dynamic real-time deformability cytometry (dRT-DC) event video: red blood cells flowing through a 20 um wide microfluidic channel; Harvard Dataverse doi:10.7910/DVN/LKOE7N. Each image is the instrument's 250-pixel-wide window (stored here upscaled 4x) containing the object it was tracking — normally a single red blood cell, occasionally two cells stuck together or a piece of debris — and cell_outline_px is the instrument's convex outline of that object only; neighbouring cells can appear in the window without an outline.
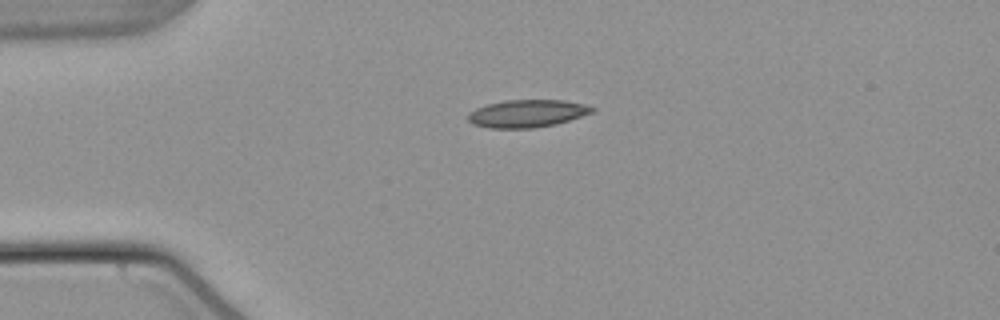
{"species": "common noctule bat (a hibernating species)", "species_latin": "Nyctalus noctula", "temperature_condition": "warm", "stored_images_in_passage": 42, "camera_frame_rate_fps": 3000, "um_per_image_px": 0.085, "animal": {"sex": "male", "body_mass_g": 21.5, "forearm_length_mm": 52.0}, "frame": {"image": 1, "passage_image": 1, "time_ms": 0.0, "image_size_px": [1000, 320], "cell_outline_px": [[596, 108], [592, 112], [556, 124], [532, 128], [492, 128], [472, 124], [468, 120], [468, 112], [476, 108], [488, 104], [504, 100], [564, 100], [584, 104]], "centroid_in_image_um": [44.78, 9.64], "position_along_channel_um": 40.2, "area_um2": 19.83}}
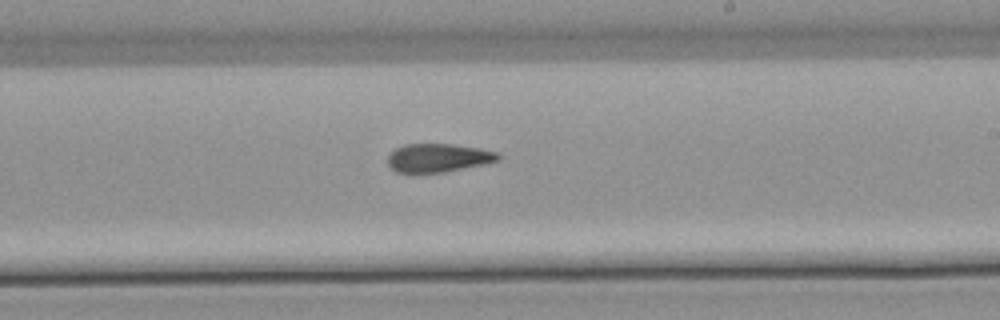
{"frame": {"image": 2, "passage_image": 20, "time_ms": 6.333, "image_size_px": [1000, 320], "cell_outline_px": [[500, 160], [484, 164], [444, 172], [396, 172], [388, 164], [388, 156], [396, 148], [404, 144], [452, 144], [480, 148], [500, 152]], "centroid_in_image_um": [37.29, 13.4], "position_along_channel_um": 251.7, "area_um2": 18.26}}
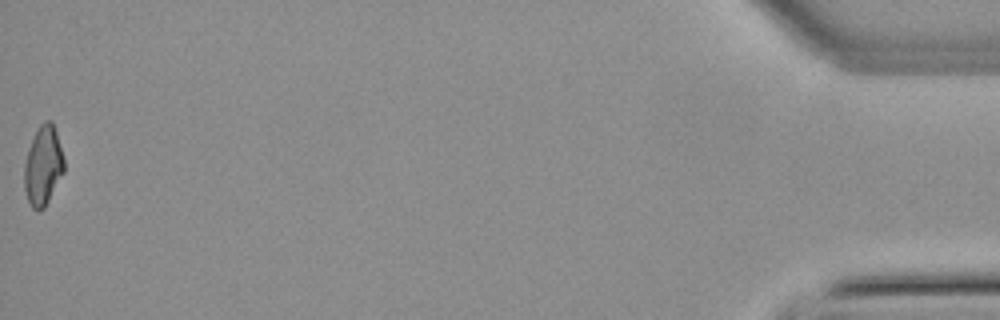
{"frame": {"image": 3, "passage_image": 42, "time_ms": 13.667, "image_size_px": [1000, 320], "cell_outline_px": [[64, 172], [44, 208], [32, 208], [28, 200], [24, 188], [24, 164], [28, 148], [40, 124], [44, 120], [52, 120], [56, 132], [64, 160]], "centroid_in_image_um": [3.66, 14.06], "position_along_channel_um": 431.5, "area_um2": 18.15}, "authors_computed_cell_mechanics": {"area_um2": 19.074, "velocity_mm_per_s": 3.8068, "shape_relaxation_time_tau1_ms": null, "shape_relaxation_time_tau2_ms": 3.2508, "deformation_change_tau1": null, "deformation_change_tau2": 0.1171}}